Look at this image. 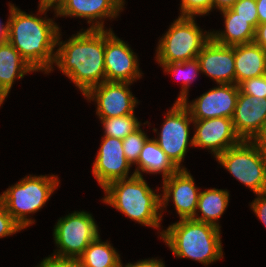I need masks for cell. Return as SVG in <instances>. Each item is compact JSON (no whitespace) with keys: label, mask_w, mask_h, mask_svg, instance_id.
I'll list each match as a JSON object with an SVG mask.
<instances>
[{"label":"cell","mask_w":266,"mask_h":267,"mask_svg":"<svg viewBox=\"0 0 266 267\" xmlns=\"http://www.w3.org/2000/svg\"><path fill=\"white\" fill-rule=\"evenodd\" d=\"M38 5V15H34L9 3L7 41L36 72L48 74L54 70L60 28L53 19L46 16L51 8ZM41 14L45 17H40Z\"/></svg>","instance_id":"cell-1"},{"label":"cell","mask_w":266,"mask_h":267,"mask_svg":"<svg viewBox=\"0 0 266 267\" xmlns=\"http://www.w3.org/2000/svg\"><path fill=\"white\" fill-rule=\"evenodd\" d=\"M61 35L59 31L54 64L84 96L106 81L105 29H82L67 41Z\"/></svg>","instance_id":"cell-2"},{"label":"cell","mask_w":266,"mask_h":267,"mask_svg":"<svg viewBox=\"0 0 266 267\" xmlns=\"http://www.w3.org/2000/svg\"><path fill=\"white\" fill-rule=\"evenodd\" d=\"M221 230L214 225L180 219L158 233L173 255L209 265L223 258Z\"/></svg>","instance_id":"cell-3"},{"label":"cell","mask_w":266,"mask_h":267,"mask_svg":"<svg viewBox=\"0 0 266 267\" xmlns=\"http://www.w3.org/2000/svg\"><path fill=\"white\" fill-rule=\"evenodd\" d=\"M103 202L133 221L154 229L161 227V198L143 175L110 182L104 188Z\"/></svg>","instance_id":"cell-4"},{"label":"cell","mask_w":266,"mask_h":267,"mask_svg":"<svg viewBox=\"0 0 266 267\" xmlns=\"http://www.w3.org/2000/svg\"><path fill=\"white\" fill-rule=\"evenodd\" d=\"M59 184L60 179L53 174L29 175L9 186L0 194V198L4 201L7 212L24 230L35 223L31 215H27L42 209Z\"/></svg>","instance_id":"cell-5"},{"label":"cell","mask_w":266,"mask_h":267,"mask_svg":"<svg viewBox=\"0 0 266 267\" xmlns=\"http://www.w3.org/2000/svg\"><path fill=\"white\" fill-rule=\"evenodd\" d=\"M211 32L201 29L195 17H180L171 23L168 31L158 41L157 63L183 62L197 58Z\"/></svg>","instance_id":"cell-6"},{"label":"cell","mask_w":266,"mask_h":267,"mask_svg":"<svg viewBox=\"0 0 266 267\" xmlns=\"http://www.w3.org/2000/svg\"><path fill=\"white\" fill-rule=\"evenodd\" d=\"M216 161L255 195L266 192V155L255 141L243 140L218 155Z\"/></svg>","instance_id":"cell-7"},{"label":"cell","mask_w":266,"mask_h":267,"mask_svg":"<svg viewBox=\"0 0 266 267\" xmlns=\"http://www.w3.org/2000/svg\"><path fill=\"white\" fill-rule=\"evenodd\" d=\"M93 215L87 211H74L58 219L53 239L57 246L52 257L77 259L88 245L100 235Z\"/></svg>","instance_id":"cell-8"},{"label":"cell","mask_w":266,"mask_h":267,"mask_svg":"<svg viewBox=\"0 0 266 267\" xmlns=\"http://www.w3.org/2000/svg\"><path fill=\"white\" fill-rule=\"evenodd\" d=\"M193 119L187 107L181 101H175L165 114L161 131L154 138L160 148L178 169H187L184 161L188 146L194 147L193 137L190 139V125ZM190 139V140H189Z\"/></svg>","instance_id":"cell-9"},{"label":"cell","mask_w":266,"mask_h":267,"mask_svg":"<svg viewBox=\"0 0 266 267\" xmlns=\"http://www.w3.org/2000/svg\"><path fill=\"white\" fill-rule=\"evenodd\" d=\"M136 53L118 38L111 28L105 29V71L106 81L134 83L143 75Z\"/></svg>","instance_id":"cell-10"},{"label":"cell","mask_w":266,"mask_h":267,"mask_svg":"<svg viewBox=\"0 0 266 267\" xmlns=\"http://www.w3.org/2000/svg\"><path fill=\"white\" fill-rule=\"evenodd\" d=\"M132 84L104 81L92 87L84 97L89 102H96V114L99 118H112L135 114L134 109L139 102L130 91Z\"/></svg>","instance_id":"cell-11"},{"label":"cell","mask_w":266,"mask_h":267,"mask_svg":"<svg viewBox=\"0 0 266 267\" xmlns=\"http://www.w3.org/2000/svg\"><path fill=\"white\" fill-rule=\"evenodd\" d=\"M195 100H183L193 120L225 117L232 119L239 96V85L217 84Z\"/></svg>","instance_id":"cell-12"},{"label":"cell","mask_w":266,"mask_h":267,"mask_svg":"<svg viewBox=\"0 0 266 267\" xmlns=\"http://www.w3.org/2000/svg\"><path fill=\"white\" fill-rule=\"evenodd\" d=\"M162 182L163 193H160L161 214L163 210H166L171 199L180 219L193 218L197 210L201 190L196 186L190 172L187 169H179Z\"/></svg>","instance_id":"cell-13"},{"label":"cell","mask_w":266,"mask_h":267,"mask_svg":"<svg viewBox=\"0 0 266 267\" xmlns=\"http://www.w3.org/2000/svg\"><path fill=\"white\" fill-rule=\"evenodd\" d=\"M194 147L210 150L216 158L228 148L234 147L243 140L236 133L232 119L225 117L193 120Z\"/></svg>","instance_id":"cell-14"},{"label":"cell","mask_w":266,"mask_h":267,"mask_svg":"<svg viewBox=\"0 0 266 267\" xmlns=\"http://www.w3.org/2000/svg\"><path fill=\"white\" fill-rule=\"evenodd\" d=\"M131 167L124 155L122 139L102 136L92 168L102 189L112 181L133 177L134 173L129 176Z\"/></svg>","instance_id":"cell-15"},{"label":"cell","mask_w":266,"mask_h":267,"mask_svg":"<svg viewBox=\"0 0 266 267\" xmlns=\"http://www.w3.org/2000/svg\"><path fill=\"white\" fill-rule=\"evenodd\" d=\"M124 5L125 0H63L54 13L56 17L86 19L91 24L87 29H105L104 20L119 16Z\"/></svg>","instance_id":"cell-16"},{"label":"cell","mask_w":266,"mask_h":267,"mask_svg":"<svg viewBox=\"0 0 266 267\" xmlns=\"http://www.w3.org/2000/svg\"><path fill=\"white\" fill-rule=\"evenodd\" d=\"M232 122L242 140L254 141L266 125V98L240 91Z\"/></svg>","instance_id":"cell-17"},{"label":"cell","mask_w":266,"mask_h":267,"mask_svg":"<svg viewBox=\"0 0 266 267\" xmlns=\"http://www.w3.org/2000/svg\"><path fill=\"white\" fill-rule=\"evenodd\" d=\"M197 59L201 73L210 77L216 84H235L234 46L219 44L211 38Z\"/></svg>","instance_id":"cell-18"},{"label":"cell","mask_w":266,"mask_h":267,"mask_svg":"<svg viewBox=\"0 0 266 267\" xmlns=\"http://www.w3.org/2000/svg\"><path fill=\"white\" fill-rule=\"evenodd\" d=\"M235 84L266 74V50L254 42L234 45Z\"/></svg>","instance_id":"cell-19"},{"label":"cell","mask_w":266,"mask_h":267,"mask_svg":"<svg viewBox=\"0 0 266 267\" xmlns=\"http://www.w3.org/2000/svg\"><path fill=\"white\" fill-rule=\"evenodd\" d=\"M134 174L142 176V173L162 174L163 180L169 178L179 169L172 163L165 152L153 138H148L140 152Z\"/></svg>","instance_id":"cell-20"},{"label":"cell","mask_w":266,"mask_h":267,"mask_svg":"<svg viewBox=\"0 0 266 267\" xmlns=\"http://www.w3.org/2000/svg\"><path fill=\"white\" fill-rule=\"evenodd\" d=\"M224 18L223 31H210L211 38L222 45L234 46L248 44L254 41L255 29L249 24V20L239 17L232 9L221 11Z\"/></svg>","instance_id":"cell-21"},{"label":"cell","mask_w":266,"mask_h":267,"mask_svg":"<svg viewBox=\"0 0 266 267\" xmlns=\"http://www.w3.org/2000/svg\"><path fill=\"white\" fill-rule=\"evenodd\" d=\"M36 72L7 40L0 42V87L8 95L18 78Z\"/></svg>","instance_id":"cell-22"},{"label":"cell","mask_w":266,"mask_h":267,"mask_svg":"<svg viewBox=\"0 0 266 267\" xmlns=\"http://www.w3.org/2000/svg\"><path fill=\"white\" fill-rule=\"evenodd\" d=\"M229 195L227 189L210 188L200 191L197 210L192 219L214 225L220 229L221 226L218 221L228 207Z\"/></svg>","instance_id":"cell-23"},{"label":"cell","mask_w":266,"mask_h":267,"mask_svg":"<svg viewBox=\"0 0 266 267\" xmlns=\"http://www.w3.org/2000/svg\"><path fill=\"white\" fill-rule=\"evenodd\" d=\"M81 267H121L120 254L109 241H101L98 235L77 258Z\"/></svg>","instance_id":"cell-24"},{"label":"cell","mask_w":266,"mask_h":267,"mask_svg":"<svg viewBox=\"0 0 266 267\" xmlns=\"http://www.w3.org/2000/svg\"><path fill=\"white\" fill-rule=\"evenodd\" d=\"M167 74H173L182 81V89L179 92L176 101L188 100V91L191 83L201 73L200 63L197 58L183 61V62H172V63H158Z\"/></svg>","instance_id":"cell-25"},{"label":"cell","mask_w":266,"mask_h":267,"mask_svg":"<svg viewBox=\"0 0 266 267\" xmlns=\"http://www.w3.org/2000/svg\"><path fill=\"white\" fill-rule=\"evenodd\" d=\"M103 125L104 135L113 138L124 139L141 127V122L135 114L117 116L112 118H99Z\"/></svg>","instance_id":"cell-26"},{"label":"cell","mask_w":266,"mask_h":267,"mask_svg":"<svg viewBox=\"0 0 266 267\" xmlns=\"http://www.w3.org/2000/svg\"><path fill=\"white\" fill-rule=\"evenodd\" d=\"M148 138L145 131L139 128L122 140L124 155L131 166L137 164L140 152Z\"/></svg>","instance_id":"cell-27"},{"label":"cell","mask_w":266,"mask_h":267,"mask_svg":"<svg viewBox=\"0 0 266 267\" xmlns=\"http://www.w3.org/2000/svg\"><path fill=\"white\" fill-rule=\"evenodd\" d=\"M180 17H195L210 14L213 0H181Z\"/></svg>","instance_id":"cell-28"},{"label":"cell","mask_w":266,"mask_h":267,"mask_svg":"<svg viewBox=\"0 0 266 267\" xmlns=\"http://www.w3.org/2000/svg\"><path fill=\"white\" fill-rule=\"evenodd\" d=\"M239 17L249 20V24L255 29L259 24L256 0H238L231 8Z\"/></svg>","instance_id":"cell-29"},{"label":"cell","mask_w":266,"mask_h":267,"mask_svg":"<svg viewBox=\"0 0 266 267\" xmlns=\"http://www.w3.org/2000/svg\"><path fill=\"white\" fill-rule=\"evenodd\" d=\"M239 89L243 94L266 98V74L244 80Z\"/></svg>","instance_id":"cell-30"},{"label":"cell","mask_w":266,"mask_h":267,"mask_svg":"<svg viewBox=\"0 0 266 267\" xmlns=\"http://www.w3.org/2000/svg\"><path fill=\"white\" fill-rule=\"evenodd\" d=\"M23 228L7 212L4 201L0 198V238L11 236Z\"/></svg>","instance_id":"cell-31"},{"label":"cell","mask_w":266,"mask_h":267,"mask_svg":"<svg viewBox=\"0 0 266 267\" xmlns=\"http://www.w3.org/2000/svg\"><path fill=\"white\" fill-rule=\"evenodd\" d=\"M256 196L257 198H255L249 205L254 214L266 227V192L256 194Z\"/></svg>","instance_id":"cell-32"},{"label":"cell","mask_w":266,"mask_h":267,"mask_svg":"<svg viewBox=\"0 0 266 267\" xmlns=\"http://www.w3.org/2000/svg\"><path fill=\"white\" fill-rule=\"evenodd\" d=\"M35 267H74V259H59L49 255Z\"/></svg>","instance_id":"cell-33"},{"label":"cell","mask_w":266,"mask_h":267,"mask_svg":"<svg viewBox=\"0 0 266 267\" xmlns=\"http://www.w3.org/2000/svg\"><path fill=\"white\" fill-rule=\"evenodd\" d=\"M123 267H165V264L160 259H142L135 263H127L125 265H122Z\"/></svg>","instance_id":"cell-34"},{"label":"cell","mask_w":266,"mask_h":267,"mask_svg":"<svg viewBox=\"0 0 266 267\" xmlns=\"http://www.w3.org/2000/svg\"><path fill=\"white\" fill-rule=\"evenodd\" d=\"M253 42L266 50V23L258 24L255 28V37Z\"/></svg>","instance_id":"cell-35"},{"label":"cell","mask_w":266,"mask_h":267,"mask_svg":"<svg viewBox=\"0 0 266 267\" xmlns=\"http://www.w3.org/2000/svg\"><path fill=\"white\" fill-rule=\"evenodd\" d=\"M238 0H213V9H218L220 12L226 9H231Z\"/></svg>","instance_id":"cell-36"},{"label":"cell","mask_w":266,"mask_h":267,"mask_svg":"<svg viewBox=\"0 0 266 267\" xmlns=\"http://www.w3.org/2000/svg\"><path fill=\"white\" fill-rule=\"evenodd\" d=\"M259 24L266 23V0H256Z\"/></svg>","instance_id":"cell-37"},{"label":"cell","mask_w":266,"mask_h":267,"mask_svg":"<svg viewBox=\"0 0 266 267\" xmlns=\"http://www.w3.org/2000/svg\"><path fill=\"white\" fill-rule=\"evenodd\" d=\"M254 141L259 145L261 151L266 155V125L263 132Z\"/></svg>","instance_id":"cell-38"},{"label":"cell","mask_w":266,"mask_h":267,"mask_svg":"<svg viewBox=\"0 0 266 267\" xmlns=\"http://www.w3.org/2000/svg\"><path fill=\"white\" fill-rule=\"evenodd\" d=\"M63 0H39V4L55 10Z\"/></svg>","instance_id":"cell-39"},{"label":"cell","mask_w":266,"mask_h":267,"mask_svg":"<svg viewBox=\"0 0 266 267\" xmlns=\"http://www.w3.org/2000/svg\"><path fill=\"white\" fill-rule=\"evenodd\" d=\"M8 36V19L6 24L2 23L0 20V42L7 40Z\"/></svg>","instance_id":"cell-40"},{"label":"cell","mask_w":266,"mask_h":267,"mask_svg":"<svg viewBox=\"0 0 266 267\" xmlns=\"http://www.w3.org/2000/svg\"><path fill=\"white\" fill-rule=\"evenodd\" d=\"M7 96L8 95L0 87V107H1L2 104H4L3 102L5 101V99L7 98Z\"/></svg>","instance_id":"cell-41"},{"label":"cell","mask_w":266,"mask_h":267,"mask_svg":"<svg viewBox=\"0 0 266 267\" xmlns=\"http://www.w3.org/2000/svg\"><path fill=\"white\" fill-rule=\"evenodd\" d=\"M74 267H81L77 259H74Z\"/></svg>","instance_id":"cell-42"}]
</instances>
